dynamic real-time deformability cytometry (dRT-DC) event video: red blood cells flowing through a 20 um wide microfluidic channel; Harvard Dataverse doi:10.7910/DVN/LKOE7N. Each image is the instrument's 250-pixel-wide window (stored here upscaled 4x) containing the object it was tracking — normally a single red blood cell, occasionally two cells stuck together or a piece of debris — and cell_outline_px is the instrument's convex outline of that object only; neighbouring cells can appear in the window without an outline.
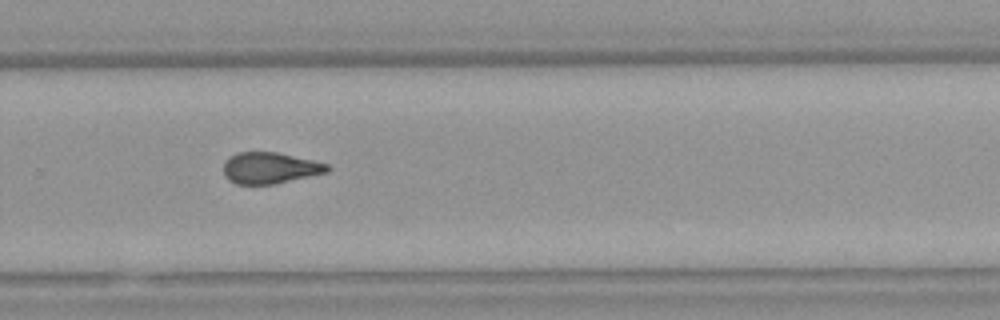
{"species": "Egyptian fruit bat (a non-hibernating species)", "species_latin": "Rousettus aegyptiacus", "temperature_condition": "warm", "stored_images_in_passage": 27, "camera_frame_rate_fps": 3000, "um_per_image_px": 0.085, "animal": {"sex": "female"}, "frame": {"image": 1, "passage_image": 19, "time_ms": 6.0, "image_size_px": [1000, 320], "cell_outline_px": [[332, 168], [328, 172], [272, 184], [236, 184], [228, 180], [224, 176], [224, 164], [228, 156], [236, 152], [276, 152], [312, 160], [328, 164]], "centroid_in_image_um": [22.92, 14.27], "position_along_channel_um": 306.9, "area_um2": 18.9}, "authors_computed_cell_mechanics": {"area_um2": 19.941, "velocity_mm_per_s": 4.1313, "shape_relaxation_time_tau1_ms": null, "shape_relaxation_time_tau2_ms": 4.5692, "deformation_change_tau1": null, "deformation_change_tau2": 0.129}}